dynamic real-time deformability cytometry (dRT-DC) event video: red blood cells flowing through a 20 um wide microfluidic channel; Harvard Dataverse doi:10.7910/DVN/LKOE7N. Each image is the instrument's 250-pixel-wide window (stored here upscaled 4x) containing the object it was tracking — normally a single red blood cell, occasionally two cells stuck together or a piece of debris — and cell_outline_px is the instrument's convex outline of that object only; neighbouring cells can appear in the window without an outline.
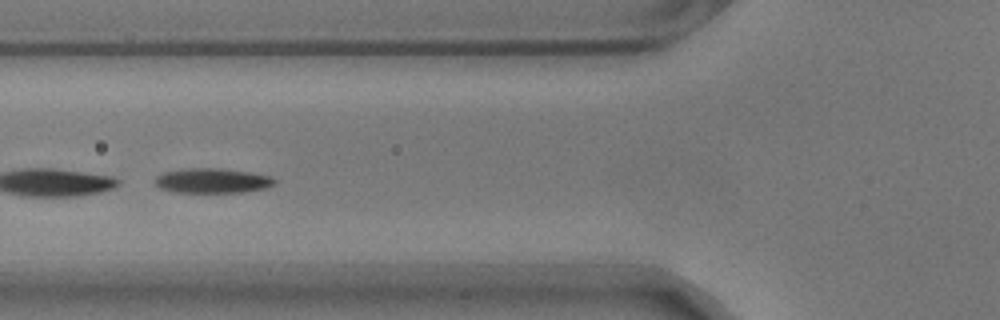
{"species": "common noctule bat (a hibernating species)", "species_latin": "Nyctalus noctula", "temperature_condition": "warm", "stored_images_in_passage": 30, "segment_of_instrument_passage": [2, 2], "camera_frame_rate_fps": 3000, "um_per_image_px": 0.085, "animal": {"sex": "male", "body_mass_g": 17.9}, "frame": {"image": 1, "passage_image": 17, "time_ms": 5.333, "image_size_px": [1000, 320], "cell_outline_px": [[276, 184], [264, 188], [244, 192], [172, 192], [160, 188], [152, 180], [156, 176], [164, 172], [180, 168], [220, 168], [252, 172], [272, 176], [276, 180]], "centroid_in_image_um": [18.03, 15.34], "position_along_channel_um": 107.8, "area_um2": 17.57}}